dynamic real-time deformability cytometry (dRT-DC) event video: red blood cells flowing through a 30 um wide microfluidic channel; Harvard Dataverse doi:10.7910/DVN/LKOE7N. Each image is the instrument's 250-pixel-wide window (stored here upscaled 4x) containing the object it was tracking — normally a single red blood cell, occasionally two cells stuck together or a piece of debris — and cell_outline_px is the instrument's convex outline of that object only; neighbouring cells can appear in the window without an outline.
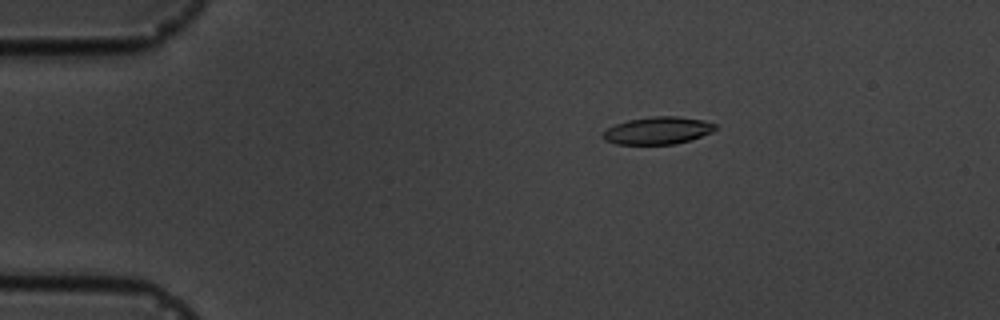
{"species": "common noctule bat (a hibernating species)", "species_latin": "Nyctalus noctula", "temperature_condition": "cold", "stored_images_in_passage": 4, "camera_frame_rate_fps": 3000, "um_per_image_px": 0.085, "animal": {"sex": "male", "body_mass_g": 19.5, "forearm_length_mm": 54.6}, "frame": {"image": 1, "passage_image": 2, "time_ms": 1.0, "image_size_px": [1000, 320], "cell_outline_px": [[716, 128], [712, 132], [676, 144], [616, 144], [604, 140], [600, 136], [608, 128], [616, 124], [628, 120], [652, 116], [676, 116], [704, 120], [716, 124]], "centroid_in_image_um": [55.89, 11.09], "position_along_channel_um": 29.1, "area_um2": 17.86}}
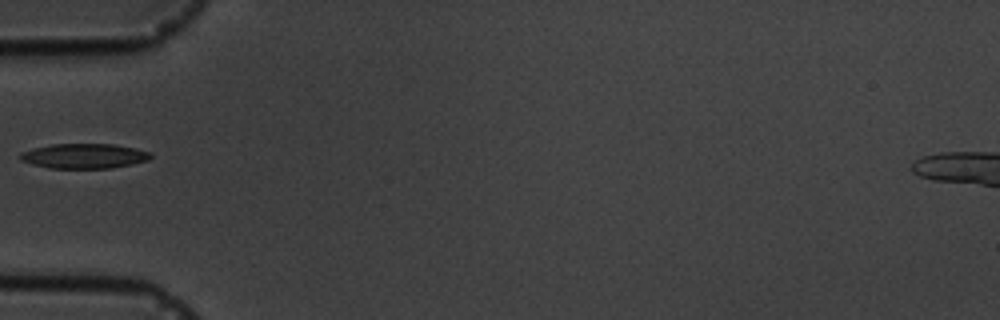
{"frame": {"image": 2, "passage_image": 4, "time_ms": 4.0, "image_size_px": [1000, 320], "cell_outline_px": [[152, 156], [148, 160], [132, 164], [112, 168], [48, 168], [32, 164], [20, 160], [20, 152], [32, 148], [52, 144], [112, 144], [136, 148], [148, 152]], "centroid_in_image_um": [7.12, 13.26], "position_along_channel_um": 77.9, "area_um2": 18.9}}